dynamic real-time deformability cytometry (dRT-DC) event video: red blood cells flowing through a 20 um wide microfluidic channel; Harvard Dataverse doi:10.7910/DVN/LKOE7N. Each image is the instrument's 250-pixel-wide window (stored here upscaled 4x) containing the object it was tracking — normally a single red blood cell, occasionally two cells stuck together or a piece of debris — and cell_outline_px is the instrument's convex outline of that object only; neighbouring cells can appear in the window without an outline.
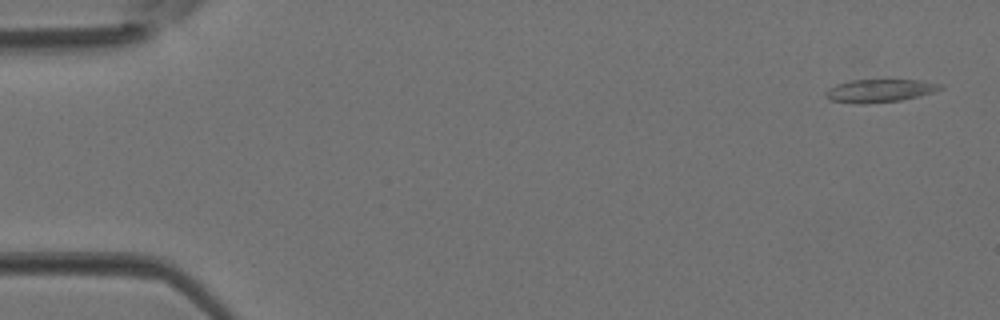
{"species": "Egyptian fruit bat (a non-hibernating species)", "species_latin": "Rousettus aegyptiacus", "temperature_condition": "room temperature", "stored_images_in_passage": 3, "camera_frame_rate_fps": 3000, "um_per_image_px": 0.085, "animal": {"sex": "female"}, "frame": {"image": 1, "passage_image": 1, "time_ms": 0.0, "image_size_px": [1000, 320], "cell_outline_px": [[944, 88], [936, 92], [920, 96], [900, 100], [864, 104], [860, 104], [828, 100], [824, 96], [824, 92], [828, 88], [836, 84], [852, 80], [920, 80], [944, 84]], "centroid_in_image_um": [74.79, 7.71], "position_along_channel_um": 10.2, "area_um2": 15.61}}
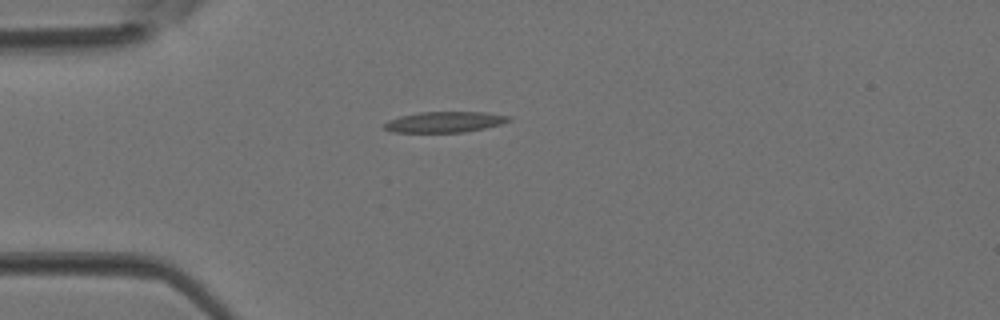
{"frame": {"image": 2, "passage_image": 3, "time_ms": 0.667, "image_size_px": [1000, 320], "cell_outline_px": [[512, 120], [500, 124], [484, 128], [464, 132], [392, 132], [384, 128], [384, 124], [388, 120], [400, 116], [420, 112], [484, 112], [512, 116]], "centroid_in_image_um": [37.81, 10.36], "position_along_channel_um": 47.2, "area_um2": 15.03}}